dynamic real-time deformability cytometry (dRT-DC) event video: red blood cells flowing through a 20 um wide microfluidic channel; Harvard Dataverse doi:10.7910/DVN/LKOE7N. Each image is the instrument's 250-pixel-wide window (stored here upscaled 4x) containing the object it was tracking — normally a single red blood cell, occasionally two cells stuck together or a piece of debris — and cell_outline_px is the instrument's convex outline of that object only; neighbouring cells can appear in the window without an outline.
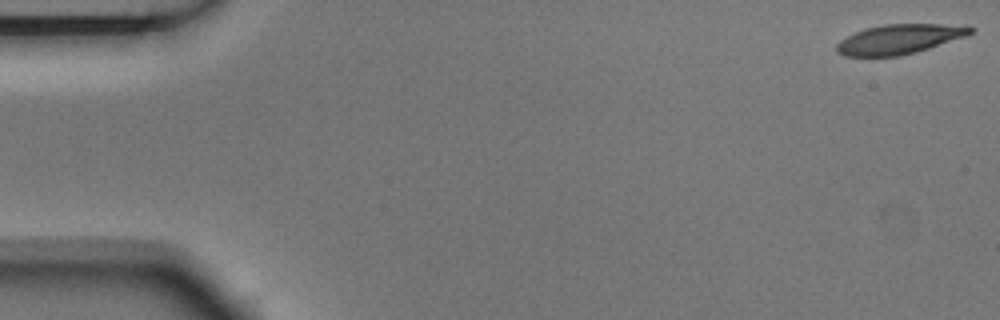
{"species": "Egyptian fruit bat (a non-hibernating species)", "species_latin": "Rousettus aegyptiacus", "temperature_condition": "room temperature", "stored_images_in_passage": 5, "camera_frame_rate_fps": 3000, "um_per_image_px": 0.085, "animal": {"sex": "male"}, "frame": {"image": 1, "passage_image": 1, "time_ms": 0.0, "image_size_px": [1000, 320], "cell_outline_px": [[976, 28], [968, 36], [916, 52], [900, 56], [844, 56], [836, 52], [836, 44], [840, 40], [864, 28], [884, 24], [968, 24]], "centroid_in_image_um": [76.51, 3.31], "position_along_channel_um": 8.5, "area_um2": 23.47}}